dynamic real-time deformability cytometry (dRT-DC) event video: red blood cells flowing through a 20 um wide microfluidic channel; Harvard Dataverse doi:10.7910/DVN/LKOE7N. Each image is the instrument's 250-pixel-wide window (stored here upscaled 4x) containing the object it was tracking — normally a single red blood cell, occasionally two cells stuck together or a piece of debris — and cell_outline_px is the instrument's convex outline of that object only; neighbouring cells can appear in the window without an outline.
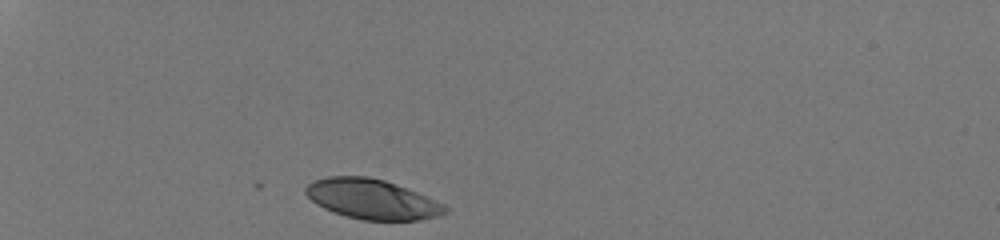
{"species": "human", "species_latin": "Homo sapiens", "temperature_condition": "room temperature", "stored_images_in_passage": 30, "camera_frame_rate_fps": 3000, "um_per_image_px": 0.085, "donor": {"sex": "male"}, "frame": {"image": 1, "passage_image": 1, "time_ms": 0.0, "image_size_px": [1000, 240], "cell_outline_px": [[448, 212], [440, 216], [420, 220], [360, 220], [324, 208], [316, 204], [304, 192], [304, 188], [312, 180], [328, 176], [368, 176], [384, 180], [416, 192], [444, 204], [448, 208]], "centroid_in_image_um": [31.62, 16.93], "position_along_channel_um": 53.4, "area_um2": 32.31}}
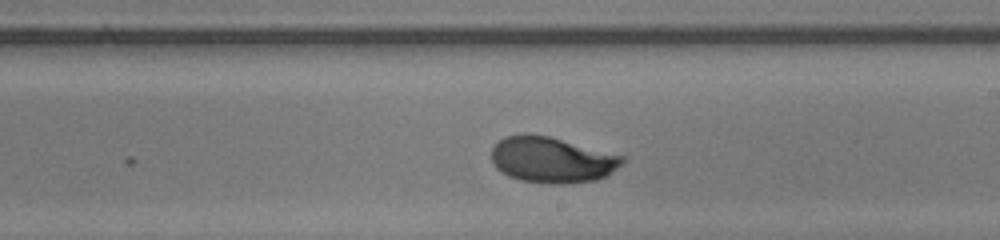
{"frame": {"image": 2, "passage_image": 18, "time_ms": 5.667, "image_size_px": [1000, 240], "cell_outline_px": [[624, 160], [608, 176], [596, 180], [564, 184], [548, 184], [520, 180], [508, 176], [496, 168], [492, 164], [492, 148], [504, 136], [524, 132], [528, 132], [548, 136], [624, 156]], "centroid_in_image_um": [46.87, 13.58], "position_along_channel_um": 242.1, "area_um2": 35.14}}
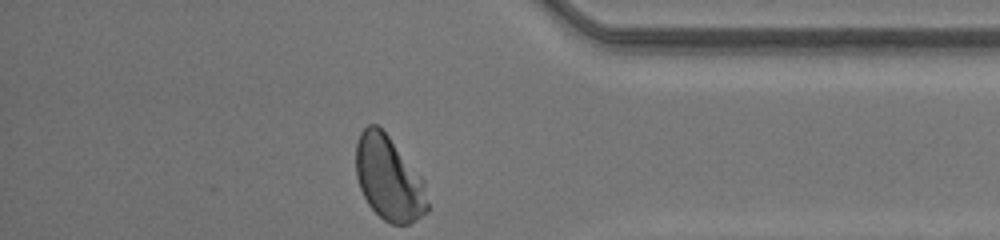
{"frame": {"image": 3, "passage_image": 30, "time_ms": 9.667, "image_size_px": [1000, 240], "cell_outline_px": [[428, 212], [408, 224], [392, 224], [384, 220], [368, 204], [360, 188], [356, 176], [356, 144], [360, 132], [368, 124], [376, 124], [388, 136], [424, 180], [428, 204]], "centroid_in_image_um": [33.04, 15.17], "position_along_channel_um": 402.2, "area_um2": 34.85}, "authors_computed_cell_mechanics": {"area_um2": 34.6222, "velocity_mm_per_s": 4.2223, "shape_relaxation_time_tau1_ms": 3.0709, "shape_relaxation_time_tau2_ms": 0.7089, "deformation_change_tau1": 0.1613, "deformation_change_tau2": 0.0392}}